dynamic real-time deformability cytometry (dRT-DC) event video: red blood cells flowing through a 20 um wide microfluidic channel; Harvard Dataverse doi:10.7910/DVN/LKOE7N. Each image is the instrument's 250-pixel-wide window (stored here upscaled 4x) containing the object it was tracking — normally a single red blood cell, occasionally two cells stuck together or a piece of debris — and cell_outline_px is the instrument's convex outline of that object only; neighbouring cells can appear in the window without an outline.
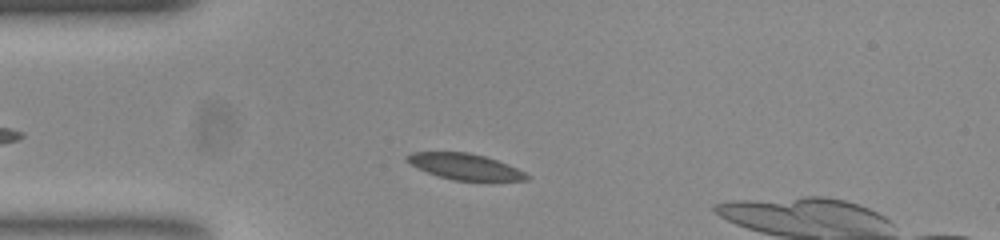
{"species": "common noctule bat (a hibernating species)", "species_latin": "Nyctalus noctula", "temperature_condition": "room temperature", "stored_images_in_passage": 34, "camera_frame_rate_fps": 3000, "um_per_image_px": 0.085, "animal": {"sex": "female", "body_mass_g": 23.0, "forearm_length_mm": 53.4}, "frame": {"image": 1, "passage_image": 5, "time_ms": 1.333, "image_size_px": [1000, 240], "cell_outline_px": [[532, 176], [528, 180], [452, 180], [436, 176], [408, 164], [404, 160], [404, 156], [412, 152], [468, 152], [484, 156], [508, 164]], "centroid_in_image_um": [39.45, 14.15], "position_along_channel_um": 45.5, "area_um2": 18.21}}
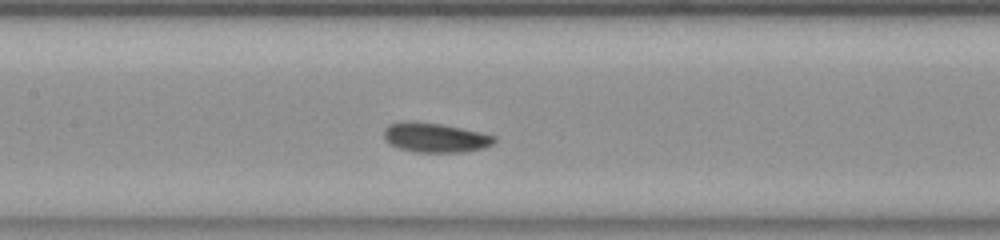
{"frame": {"image": 2, "passage_image": 16, "time_ms": 5.0, "image_size_px": [1000, 240], "cell_outline_px": [[496, 144], [484, 148], [464, 152], [416, 152], [396, 148], [388, 144], [384, 136], [384, 128], [388, 124], [404, 120], [440, 124], [460, 128], [496, 136]], "centroid_in_image_um": [36.96, 11.7], "position_along_channel_um": 170.4, "area_um2": 19.19}}
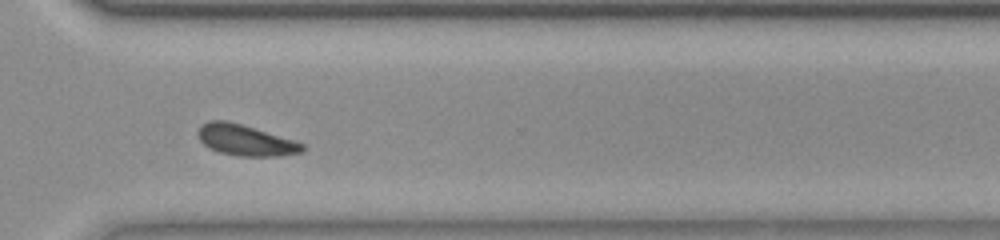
{"frame": {"image": 3, "passage_image": 30, "time_ms": 9.667, "image_size_px": [1000, 240], "cell_outline_px": [[304, 152], [280, 156], [240, 156], [220, 152], [204, 144], [200, 140], [196, 132], [200, 124], [208, 120], [224, 120], [240, 124], [292, 140], [304, 144]], "centroid_in_image_um": [20.83, 11.91], "position_along_channel_um": 349.8, "area_um2": 18.55}, "authors_computed_cell_mechanics": {"area_um2": 18.6983, "velocity_mm_per_s": 3.8391, "shape_relaxation_time_tau1_ms": 2.6739, "shape_relaxation_time_tau2_ms": 4.2179, "deformation_change_tau1": 0.0643, "deformation_change_tau2": 0.095}}